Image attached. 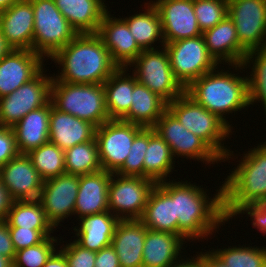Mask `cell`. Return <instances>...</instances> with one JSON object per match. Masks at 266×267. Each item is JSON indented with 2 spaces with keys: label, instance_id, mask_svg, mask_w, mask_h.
Here are the masks:
<instances>
[{
  "label": "cell",
  "instance_id": "obj_33",
  "mask_svg": "<svg viewBox=\"0 0 266 267\" xmlns=\"http://www.w3.org/2000/svg\"><path fill=\"white\" fill-rule=\"evenodd\" d=\"M148 4V5H147ZM145 10L143 13L135 14L124 18L123 20L127 23L130 33L135 38V41L139 48L143 50L154 49V44L156 41L162 42V47H164V39L162 34L161 18L159 16L156 7L150 3H145Z\"/></svg>",
  "mask_w": 266,
  "mask_h": 267
},
{
  "label": "cell",
  "instance_id": "obj_7",
  "mask_svg": "<svg viewBox=\"0 0 266 267\" xmlns=\"http://www.w3.org/2000/svg\"><path fill=\"white\" fill-rule=\"evenodd\" d=\"M33 6L32 51L51 58L78 34L61 14L54 0H29Z\"/></svg>",
  "mask_w": 266,
  "mask_h": 267
},
{
  "label": "cell",
  "instance_id": "obj_27",
  "mask_svg": "<svg viewBox=\"0 0 266 267\" xmlns=\"http://www.w3.org/2000/svg\"><path fill=\"white\" fill-rule=\"evenodd\" d=\"M140 221L148 229L178 235V218H175V198L159 183L151 190Z\"/></svg>",
  "mask_w": 266,
  "mask_h": 267
},
{
  "label": "cell",
  "instance_id": "obj_1",
  "mask_svg": "<svg viewBox=\"0 0 266 267\" xmlns=\"http://www.w3.org/2000/svg\"><path fill=\"white\" fill-rule=\"evenodd\" d=\"M175 198V218H178V235L192 241L212 235L219 225L227 222L223 209V186L209 198L201 186L184 181L159 183Z\"/></svg>",
  "mask_w": 266,
  "mask_h": 267
},
{
  "label": "cell",
  "instance_id": "obj_12",
  "mask_svg": "<svg viewBox=\"0 0 266 267\" xmlns=\"http://www.w3.org/2000/svg\"><path fill=\"white\" fill-rule=\"evenodd\" d=\"M143 127L111 119L96 128L100 164L103 170L116 173L125 163L135 136Z\"/></svg>",
  "mask_w": 266,
  "mask_h": 267
},
{
  "label": "cell",
  "instance_id": "obj_18",
  "mask_svg": "<svg viewBox=\"0 0 266 267\" xmlns=\"http://www.w3.org/2000/svg\"><path fill=\"white\" fill-rule=\"evenodd\" d=\"M109 13L110 11L104 15L96 34L109 50L113 62L118 67L128 68L142 50L123 18L111 17Z\"/></svg>",
  "mask_w": 266,
  "mask_h": 267
},
{
  "label": "cell",
  "instance_id": "obj_22",
  "mask_svg": "<svg viewBox=\"0 0 266 267\" xmlns=\"http://www.w3.org/2000/svg\"><path fill=\"white\" fill-rule=\"evenodd\" d=\"M96 127L80 118L56 109L51 102L49 142L66 150L95 138Z\"/></svg>",
  "mask_w": 266,
  "mask_h": 267
},
{
  "label": "cell",
  "instance_id": "obj_41",
  "mask_svg": "<svg viewBox=\"0 0 266 267\" xmlns=\"http://www.w3.org/2000/svg\"><path fill=\"white\" fill-rule=\"evenodd\" d=\"M147 148L148 128H143L135 136L126 161L116 174L123 176H140L144 178V155Z\"/></svg>",
  "mask_w": 266,
  "mask_h": 267
},
{
  "label": "cell",
  "instance_id": "obj_13",
  "mask_svg": "<svg viewBox=\"0 0 266 267\" xmlns=\"http://www.w3.org/2000/svg\"><path fill=\"white\" fill-rule=\"evenodd\" d=\"M227 15L247 53L266 47V0H228Z\"/></svg>",
  "mask_w": 266,
  "mask_h": 267
},
{
  "label": "cell",
  "instance_id": "obj_21",
  "mask_svg": "<svg viewBox=\"0 0 266 267\" xmlns=\"http://www.w3.org/2000/svg\"><path fill=\"white\" fill-rule=\"evenodd\" d=\"M0 30L16 50H32L34 32L33 6L21 0L0 13Z\"/></svg>",
  "mask_w": 266,
  "mask_h": 267
},
{
  "label": "cell",
  "instance_id": "obj_32",
  "mask_svg": "<svg viewBox=\"0 0 266 267\" xmlns=\"http://www.w3.org/2000/svg\"><path fill=\"white\" fill-rule=\"evenodd\" d=\"M175 158L170 146L153 129L148 128V148L144 155V178L152 179L156 184L166 181L174 168Z\"/></svg>",
  "mask_w": 266,
  "mask_h": 267
},
{
  "label": "cell",
  "instance_id": "obj_9",
  "mask_svg": "<svg viewBox=\"0 0 266 267\" xmlns=\"http://www.w3.org/2000/svg\"><path fill=\"white\" fill-rule=\"evenodd\" d=\"M164 47L172 72L185 89L193 81L219 66L209 54L203 35L165 43Z\"/></svg>",
  "mask_w": 266,
  "mask_h": 267
},
{
  "label": "cell",
  "instance_id": "obj_48",
  "mask_svg": "<svg viewBox=\"0 0 266 267\" xmlns=\"http://www.w3.org/2000/svg\"><path fill=\"white\" fill-rule=\"evenodd\" d=\"M14 200L0 179V220H6Z\"/></svg>",
  "mask_w": 266,
  "mask_h": 267
},
{
  "label": "cell",
  "instance_id": "obj_35",
  "mask_svg": "<svg viewBox=\"0 0 266 267\" xmlns=\"http://www.w3.org/2000/svg\"><path fill=\"white\" fill-rule=\"evenodd\" d=\"M65 172L86 175L102 170L96 138L64 150Z\"/></svg>",
  "mask_w": 266,
  "mask_h": 267
},
{
  "label": "cell",
  "instance_id": "obj_14",
  "mask_svg": "<svg viewBox=\"0 0 266 267\" xmlns=\"http://www.w3.org/2000/svg\"><path fill=\"white\" fill-rule=\"evenodd\" d=\"M153 129L170 146L173 157L184 156L210 165L222 160L201 138L187 130L168 109Z\"/></svg>",
  "mask_w": 266,
  "mask_h": 267
},
{
  "label": "cell",
  "instance_id": "obj_19",
  "mask_svg": "<svg viewBox=\"0 0 266 267\" xmlns=\"http://www.w3.org/2000/svg\"><path fill=\"white\" fill-rule=\"evenodd\" d=\"M43 57L32 50H16L0 60V98L11 94L43 69Z\"/></svg>",
  "mask_w": 266,
  "mask_h": 267
},
{
  "label": "cell",
  "instance_id": "obj_34",
  "mask_svg": "<svg viewBox=\"0 0 266 267\" xmlns=\"http://www.w3.org/2000/svg\"><path fill=\"white\" fill-rule=\"evenodd\" d=\"M6 222L8 227L39 230L46 238L54 231L39 200L14 201Z\"/></svg>",
  "mask_w": 266,
  "mask_h": 267
},
{
  "label": "cell",
  "instance_id": "obj_23",
  "mask_svg": "<svg viewBox=\"0 0 266 267\" xmlns=\"http://www.w3.org/2000/svg\"><path fill=\"white\" fill-rule=\"evenodd\" d=\"M147 227L140 220H120L111 245L119 258L120 267H143V249Z\"/></svg>",
  "mask_w": 266,
  "mask_h": 267
},
{
  "label": "cell",
  "instance_id": "obj_3",
  "mask_svg": "<svg viewBox=\"0 0 266 267\" xmlns=\"http://www.w3.org/2000/svg\"><path fill=\"white\" fill-rule=\"evenodd\" d=\"M223 71L214 69L207 72L193 81L185 93L232 129L223 115L250 106L248 77Z\"/></svg>",
  "mask_w": 266,
  "mask_h": 267
},
{
  "label": "cell",
  "instance_id": "obj_31",
  "mask_svg": "<svg viewBox=\"0 0 266 267\" xmlns=\"http://www.w3.org/2000/svg\"><path fill=\"white\" fill-rule=\"evenodd\" d=\"M166 110L167 102L163 98L137 83L133 89L131 108L121 120L153 128Z\"/></svg>",
  "mask_w": 266,
  "mask_h": 267
},
{
  "label": "cell",
  "instance_id": "obj_54",
  "mask_svg": "<svg viewBox=\"0 0 266 267\" xmlns=\"http://www.w3.org/2000/svg\"><path fill=\"white\" fill-rule=\"evenodd\" d=\"M0 267H13V260L4 255H0Z\"/></svg>",
  "mask_w": 266,
  "mask_h": 267
},
{
  "label": "cell",
  "instance_id": "obj_52",
  "mask_svg": "<svg viewBox=\"0 0 266 267\" xmlns=\"http://www.w3.org/2000/svg\"><path fill=\"white\" fill-rule=\"evenodd\" d=\"M14 49L8 43L3 33L0 30V60H2L6 55L10 54Z\"/></svg>",
  "mask_w": 266,
  "mask_h": 267
},
{
  "label": "cell",
  "instance_id": "obj_4",
  "mask_svg": "<svg viewBox=\"0 0 266 267\" xmlns=\"http://www.w3.org/2000/svg\"><path fill=\"white\" fill-rule=\"evenodd\" d=\"M242 159L222 184L227 221L244 206L266 200V141L250 149Z\"/></svg>",
  "mask_w": 266,
  "mask_h": 267
},
{
  "label": "cell",
  "instance_id": "obj_5",
  "mask_svg": "<svg viewBox=\"0 0 266 267\" xmlns=\"http://www.w3.org/2000/svg\"><path fill=\"white\" fill-rule=\"evenodd\" d=\"M167 109L187 130L201 138L223 162L230 160L233 151L221 143L232 131L218 116L196 103L186 93L167 103Z\"/></svg>",
  "mask_w": 266,
  "mask_h": 267
},
{
  "label": "cell",
  "instance_id": "obj_6",
  "mask_svg": "<svg viewBox=\"0 0 266 267\" xmlns=\"http://www.w3.org/2000/svg\"><path fill=\"white\" fill-rule=\"evenodd\" d=\"M52 105L70 115L93 124L96 128L109 118L103 84L51 82Z\"/></svg>",
  "mask_w": 266,
  "mask_h": 267
},
{
  "label": "cell",
  "instance_id": "obj_40",
  "mask_svg": "<svg viewBox=\"0 0 266 267\" xmlns=\"http://www.w3.org/2000/svg\"><path fill=\"white\" fill-rule=\"evenodd\" d=\"M194 13L202 33L221 22L228 13V0H194Z\"/></svg>",
  "mask_w": 266,
  "mask_h": 267
},
{
  "label": "cell",
  "instance_id": "obj_51",
  "mask_svg": "<svg viewBox=\"0 0 266 267\" xmlns=\"http://www.w3.org/2000/svg\"><path fill=\"white\" fill-rule=\"evenodd\" d=\"M169 267H202L201 264V252L200 254L196 255V258L189 259L187 258L184 260L183 258L179 262H175L173 265Z\"/></svg>",
  "mask_w": 266,
  "mask_h": 267
},
{
  "label": "cell",
  "instance_id": "obj_42",
  "mask_svg": "<svg viewBox=\"0 0 266 267\" xmlns=\"http://www.w3.org/2000/svg\"><path fill=\"white\" fill-rule=\"evenodd\" d=\"M69 267H95L96 252L83 248L75 240L60 247Z\"/></svg>",
  "mask_w": 266,
  "mask_h": 267
},
{
  "label": "cell",
  "instance_id": "obj_49",
  "mask_svg": "<svg viewBox=\"0 0 266 267\" xmlns=\"http://www.w3.org/2000/svg\"><path fill=\"white\" fill-rule=\"evenodd\" d=\"M43 267H69V266L64 254L60 250H57L50 256V258L43 265Z\"/></svg>",
  "mask_w": 266,
  "mask_h": 267
},
{
  "label": "cell",
  "instance_id": "obj_16",
  "mask_svg": "<svg viewBox=\"0 0 266 267\" xmlns=\"http://www.w3.org/2000/svg\"><path fill=\"white\" fill-rule=\"evenodd\" d=\"M164 43L202 35L194 13V0H156Z\"/></svg>",
  "mask_w": 266,
  "mask_h": 267
},
{
  "label": "cell",
  "instance_id": "obj_15",
  "mask_svg": "<svg viewBox=\"0 0 266 267\" xmlns=\"http://www.w3.org/2000/svg\"><path fill=\"white\" fill-rule=\"evenodd\" d=\"M79 176L64 173L43 181L39 201L48 221L56 228L64 218L74 215Z\"/></svg>",
  "mask_w": 266,
  "mask_h": 267
},
{
  "label": "cell",
  "instance_id": "obj_11",
  "mask_svg": "<svg viewBox=\"0 0 266 267\" xmlns=\"http://www.w3.org/2000/svg\"><path fill=\"white\" fill-rule=\"evenodd\" d=\"M43 70L16 91L0 98V125L13 128L30 111L51 101L52 76L43 74Z\"/></svg>",
  "mask_w": 266,
  "mask_h": 267
},
{
  "label": "cell",
  "instance_id": "obj_43",
  "mask_svg": "<svg viewBox=\"0 0 266 267\" xmlns=\"http://www.w3.org/2000/svg\"><path fill=\"white\" fill-rule=\"evenodd\" d=\"M9 231L16 251L40 244L46 239L39 230L9 227Z\"/></svg>",
  "mask_w": 266,
  "mask_h": 267
},
{
  "label": "cell",
  "instance_id": "obj_2",
  "mask_svg": "<svg viewBox=\"0 0 266 267\" xmlns=\"http://www.w3.org/2000/svg\"><path fill=\"white\" fill-rule=\"evenodd\" d=\"M51 60L62 67L52 80L71 84H103L119 68L97 34H78Z\"/></svg>",
  "mask_w": 266,
  "mask_h": 267
},
{
  "label": "cell",
  "instance_id": "obj_50",
  "mask_svg": "<svg viewBox=\"0 0 266 267\" xmlns=\"http://www.w3.org/2000/svg\"><path fill=\"white\" fill-rule=\"evenodd\" d=\"M201 264L202 267H227L210 250L209 252L201 253Z\"/></svg>",
  "mask_w": 266,
  "mask_h": 267
},
{
  "label": "cell",
  "instance_id": "obj_20",
  "mask_svg": "<svg viewBox=\"0 0 266 267\" xmlns=\"http://www.w3.org/2000/svg\"><path fill=\"white\" fill-rule=\"evenodd\" d=\"M202 35L209 54L218 64L225 61V64L227 62L233 68L235 67V70L237 67L243 70L247 52L240 46L236 27L228 15Z\"/></svg>",
  "mask_w": 266,
  "mask_h": 267
},
{
  "label": "cell",
  "instance_id": "obj_28",
  "mask_svg": "<svg viewBox=\"0 0 266 267\" xmlns=\"http://www.w3.org/2000/svg\"><path fill=\"white\" fill-rule=\"evenodd\" d=\"M80 227H74L75 241L91 251L98 252L111 245L116 225L120 221L110 211L78 218ZM77 228V229H76ZM79 228V229H78Z\"/></svg>",
  "mask_w": 266,
  "mask_h": 267
},
{
  "label": "cell",
  "instance_id": "obj_17",
  "mask_svg": "<svg viewBox=\"0 0 266 267\" xmlns=\"http://www.w3.org/2000/svg\"><path fill=\"white\" fill-rule=\"evenodd\" d=\"M0 179L14 201L38 200L43 180L27 154H18L0 169Z\"/></svg>",
  "mask_w": 266,
  "mask_h": 267
},
{
  "label": "cell",
  "instance_id": "obj_37",
  "mask_svg": "<svg viewBox=\"0 0 266 267\" xmlns=\"http://www.w3.org/2000/svg\"><path fill=\"white\" fill-rule=\"evenodd\" d=\"M250 62L253 64L252 74L247 75L250 105L261 101L266 114V47L248 52L243 62L244 67H249Z\"/></svg>",
  "mask_w": 266,
  "mask_h": 267
},
{
  "label": "cell",
  "instance_id": "obj_29",
  "mask_svg": "<svg viewBox=\"0 0 266 267\" xmlns=\"http://www.w3.org/2000/svg\"><path fill=\"white\" fill-rule=\"evenodd\" d=\"M183 244H185L184 240L177 234L147 228L143 249V267L173 265L181 257L180 251Z\"/></svg>",
  "mask_w": 266,
  "mask_h": 267
},
{
  "label": "cell",
  "instance_id": "obj_53",
  "mask_svg": "<svg viewBox=\"0 0 266 267\" xmlns=\"http://www.w3.org/2000/svg\"><path fill=\"white\" fill-rule=\"evenodd\" d=\"M21 0H0V13L10 8L13 4L20 2Z\"/></svg>",
  "mask_w": 266,
  "mask_h": 267
},
{
  "label": "cell",
  "instance_id": "obj_46",
  "mask_svg": "<svg viewBox=\"0 0 266 267\" xmlns=\"http://www.w3.org/2000/svg\"><path fill=\"white\" fill-rule=\"evenodd\" d=\"M15 253L16 250L12 242L8 224L6 220H0V255L14 260Z\"/></svg>",
  "mask_w": 266,
  "mask_h": 267
},
{
  "label": "cell",
  "instance_id": "obj_8",
  "mask_svg": "<svg viewBox=\"0 0 266 267\" xmlns=\"http://www.w3.org/2000/svg\"><path fill=\"white\" fill-rule=\"evenodd\" d=\"M156 49L143 50L129 67L134 66L132 74L139 84L146 86L169 103L183 95L185 88L172 72L165 47L161 51Z\"/></svg>",
  "mask_w": 266,
  "mask_h": 267
},
{
  "label": "cell",
  "instance_id": "obj_36",
  "mask_svg": "<svg viewBox=\"0 0 266 267\" xmlns=\"http://www.w3.org/2000/svg\"><path fill=\"white\" fill-rule=\"evenodd\" d=\"M27 156L43 181L66 173L64 150L51 142L32 150Z\"/></svg>",
  "mask_w": 266,
  "mask_h": 267
},
{
  "label": "cell",
  "instance_id": "obj_25",
  "mask_svg": "<svg viewBox=\"0 0 266 267\" xmlns=\"http://www.w3.org/2000/svg\"><path fill=\"white\" fill-rule=\"evenodd\" d=\"M77 34H96L108 12L103 0H54Z\"/></svg>",
  "mask_w": 266,
  "mask_h": 267
},
{
  "label": "cell",
  "instance_id": "obj_26",
  "mask_svg": "<svg viewBox=\"0 0 266 267\" xmlns=\"http://www.w3.org/2000/svg\"><path fill=\"white\" fill-rule=\"evenodd\" d=\"M51 101L39 109L30 111L12 129L19 154H28L49 142Z\"/></svg>",
  "mask_w": 266,
  "mask_h": 267
},
{
  "label": "cell",
  "instance_id": "obj_30",
  "mask_svg": "<svg viewBox=\"0 0 266 267\" xmlns=\"http://www.w3.org/2000/svg\"><path fill=\"white\" fill-rule=\"evenodd\" d=\"M127 68L119 67L104 83L106 108L110 119H122L130 110L135 75L126 74Z\"/></svg>",
  "mask_w": 266,
  "mask_h": 267
},
{
  "label": "cell",
  "instance_id": "obj_45",
  "mask_svg": "<svg viewBox=\"0 0 266 267\" xmlns=\"http://www.w3.org/2000/svg\"><path fill=\"white\" fill-rule=\"evenodd\" d=\"M244 211L252 218L253 227L266 234V200L253 205H246L237 214L245 213Z\"/></svg>",
  "mask_w": 266,
  "mask_h": 267
},
{
  "label": "cell",
  "instance_id": "obj_10",
  "mask_svg": "<svg viewBox=\"0 0 266 267\" xmlns=\"http://www.w3.org/2000/svg\"><path fill=\"white\" fill-rule=\"evenodd\" d=\"M155 185L149 178L112 173L108 187L109 211L119 220H140Z\"/></svg>",
  "mask_w": 266,
  "mask_h": 267
},
{
  "label": "cell",
  "instance_id": "obj_44",
  "mask_svg": "<svg viewBox=\"0 0 266 267\" xmlns=\"http://www.w3.org/2000/svg\"><path fill=\"white\" fill-rule=\"evenodd\" d=\"M18 154L13 129L0 125V169Z\"/></svg>",
  "mask_w": 266,
  "mask_h": 267
},
{
  "label": "cell",
  "instance_id": "obj_47",
  "mask_svg": "<svg viewBox=\"0 0 266 267\" xmlns=\"http://www.w3.org/2000/svg\"><path fill=\"white\" fill-rule=\"evenodd\" d=\"M95 267H120L119 258L112 245L96 252Z\"/></svg>",
  "mask_w": 266,
  "mask_h": 267
},
{
  "label": "cell",
  "instance_id": "obj_38",
  "mask_svg": "<svg viewBox=\"0 0 266 267\" xmlns=\"http://www.w3.org/2000/svg\"><path fill=\"white\" fill-rule=\"evenodd\" d=\"M227 267H266V247H228L211 250Z\"/></svg>",
  "mask_w": 266,
  "mask_h": 267
},
{
  "label": "cell",
  "instance_id": "obj_39",
  "mask_svg": "<svg viewBox=\"0 0 266 267\" xmlns=\"http://www.w3.org/2000/svg\"><path fill=\"white\" fill-rule=\"evenodd\" d=\"M55 242H58L57 239L54 236H50L40 244L16 251L13 267H43L56 251Z\"/></svg>",
  "mask_w": 266,
  "mask_h": 267
},
{
  "label": "cell",
  "instance_id": "obj_24",
  "mask_svg": "<svg viewBox=\"0 0 266 267\" xmlns=\"http://www.w3.org/2000/svg\"><path fill=\"white\" fill-rule=\"evenodd\" d=\"M111 172L100 170L79 176V188L75 202L74 215L85 217L109 211L108 187Z\"/></svg>",
  "mask_w": 266,
  "mask_h": 267
}]
</instances>
